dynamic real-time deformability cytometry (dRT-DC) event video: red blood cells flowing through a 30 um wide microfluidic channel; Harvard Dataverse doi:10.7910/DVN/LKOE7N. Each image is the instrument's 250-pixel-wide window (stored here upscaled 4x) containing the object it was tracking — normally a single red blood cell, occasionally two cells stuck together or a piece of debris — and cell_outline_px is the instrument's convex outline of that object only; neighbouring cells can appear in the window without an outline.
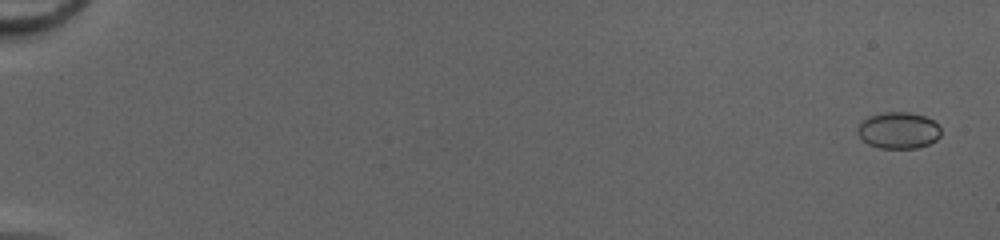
{"species": "common noctule bat (a hibernating species)", "species_latin": "Nyctalus noctula", "temperature_condition": "cold", "stored_images_in_passage": 53, "camera_frame_rate_fps": 3000, "um_per_image_px": 0.085, "animal": {"sex": "female", "body_mass_g": 20.0, "forearm_length_mm": 54.0}, "frame": {"image": 1, "passage_image": 3, "time_ms": 0.667, "image_size_px": [1000, 240], "cell_outline_px": [[940, 136], [936, 140], [928, 144], [916, 148], [880, 148], [868, 144], [856, 132], [856, 128], [868, 116], [884, 112], [908, 112], [924, 116], [932, 120], [940, 128]], "centroid_in_image_um": [76.35, 11.08], "position_along_channel_um": 8.6, "area_um2": 17.63}}
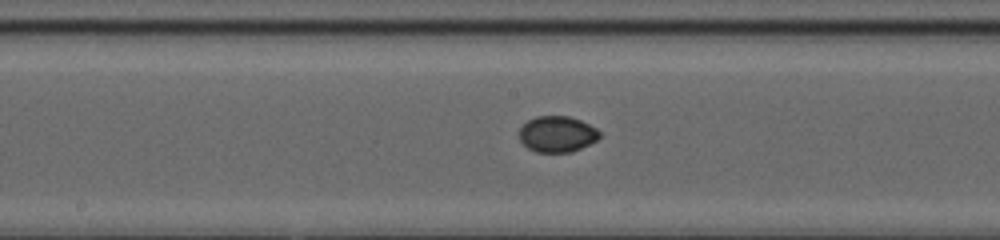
{"frame": {"image": 2, "passage_image": 31, "time_ms": 10.0, "image_size_px": [1000, 240], "cell_outline_px": [[600, 136], [596, 140], [572, 152], [536, 152], [528, 148], [520, 140], [520, 128], [528, 120], [536, 116], [568, 116], [580, 120], [596, 128], [600, 132]], "centroid_in_image_um": [47.35, 11.39], "position_along_channel_um": 200.9, "area_um2": 16.7}}
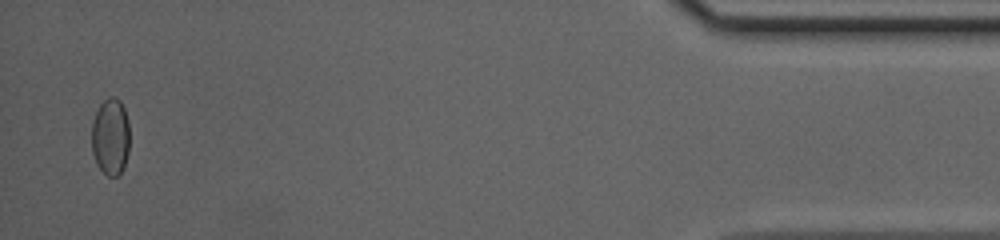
{"frame": {"image": 3, "passage_image": 52, "time_ms": 17.0, "image_size_px": [1000, 240], "cell_outline_px": [[128, 152], [124, 168], [116, 176], [108, 176], [96, 164], [92, 152], [92, 120], [100, 104], [108, 96], [116, 96], [120, 100], [124, 108], [128, 120]], "centroid_in_image_um": [9.38, 11.59], "position_along_channel_um": 425.8, "area_um2": 17.11}}